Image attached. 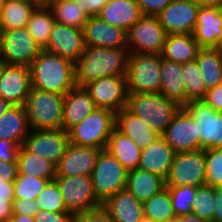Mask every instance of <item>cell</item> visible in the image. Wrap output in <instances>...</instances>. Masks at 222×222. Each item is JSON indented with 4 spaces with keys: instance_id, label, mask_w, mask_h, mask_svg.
Segmentation results:
<instances>
[{
    "instance_id": "obj_1",
    "label": "cell",
    "mask_w": 222,
    "mask_h": 222,
    "mask_svg": "<svg viewBox=\"0 0 222 222\" xmlns=\"http://www.w3.org/2000/svg\"><path fill=\"white\" fill-rule=\"evenodd\" d=\"M129 51L127 48L85 46L74 62L76 86L106 76L127 75Z\"/></svg>"
},
{
    "instance_id": "obj_2",
    "label": "cell",
    "mask_w": 222,
    "mask_h": 222,
    "mask_svg": "<svg viewBox=\"0 0 222 222\" xmlns=\"http://www.w3.org/2000/svg\"><path fill=\"white\" fill-rule=\"evenodd\" d=\"M32 88L65 95L76 86L74 62L42 50L30 66Z\"/></svg>"
},
{
    "instance_id": "obj_3",
    "label": "cell",
    "mask_w": 222,
    "mask_h": 222,
    "mask_svg": "<svg viewBox=\"0 0 222 222\" xmlns=\"http://www.w3.org/2000/svg\"><path fill=\"white\" fill-rule=\"evenodd\" d=\"M126 108L161 136L181 106L161 93H128Z\"/></svg>"
},
{
    "instance_id": "obj_4",
    "label": "cell",
    "mask_w": 222,
    "mask_h": 222,
    "mask_svg": "<svg viewBox=\"0 0 222 222\" xmlns=\"http://www.w3.org/2000/svg\"><path fill=\"white\" fill-rule=\"evenodd\" d=\"M64 95L32 88L25 102L32 130L62 129Z\"/></svg>"
},
{
    "instance_id": "obj_5",
    "label": "cell",
    "mask_w": 222,
    "mask_h": 222,
    "mask_svg": "<svg viewBox=\"0 0 222 222\" xmlns=\"http://www.w3.org/2000/svg\"><path fill=\"white\" fill-rule=\"evenodd\" d=\"M115 128V113L97 108L79 124L68 130L69 142L77 146L105 149Z\"/></svg>"
},
{
    "instance_id": "obj_6",
    "label": "cell",
    "mask_w": 222,
    "mask_h": 222,
    "mask_svg": "<svg viewBox=\"0 0 222 222\" xmlns=\"http://www.w3.org/2000/svg\"><path fill=\"white\" fill-rule=\"evenodd\" d=\"M161 55L129 53L127 67L128 93H160Z\"/></svg>"
},
{
    "instance_id": "obj_7",
    "label": "cell",
    "mask_w": 222,
    "mask_h": 222,
    "mask_svg": "<svg viewBox=\"0 0 222 222\" xmlns=\"http://www.w3.org/2000/svg\"><path fill=\"white\" fill-rule=\"evenodd\" d=\"M128 170L108 151L100 150L91 180L96 197L103 203L126 188Z\"/></svg>"
},
{
    "instance_id": "obj_8",
    "label": "cell",
    "mask_w": 222,
    "mask_h": 222,
    "mask_svg": "<svg viewBox=\"0 0 222 222\" xmlns=\"http://www.w3.org/2000/svg\"><path fill=\"white\" fill-rule=\"evenodd\" d=\"M66 210L73 215L97 210L102 202L96 197L90 176L55 177Z\"/></svg>"
},
{
    "instance_id": "obj_9",
    "label": "cell",
    "mask_w": 222,
    "mask_h": 222,
    "mask_svg": "<svg viewBox=\"0 0 222 222\" xmlns=\"http://www.w3.org/2000/svg\"><path fill=\"white\" fill-rule=\"evenodd\" d=\"M42 51L26 28L0 31V62L30 67Z\"/></svg>"
},
{
    "instance_id": "obj_10",
    "label": "cell",
    "mask_w": 222,
    "mask_h": 222,
    "mask_svg": "<svg viewBox=\"0 0 222 222\" xmlns=\"http://www.w3.org/2000/svg\"><path fill=\"white\" fill-rule=\"evenodd\" d=\"M166 187L206 184V161L204 150L177 152L165 180Z\"/></svg>"
},
{
    "instance_id": "obj_11",
    "label": "cell",
    "mask_w": 222,
    "mask_h": 222,
    "mask_svg": "<svg viewBox=\"0 0 222 222\" xmlns=\"http://www.w3.org/2000/svg\"><path fill=\"white\" fill-rule=\"evenodd\" d=\"M183 108L195 119L200 150L222 148V112L214 111L203 99L192 100Z\"/></svg>"
},
{
    "instance_id": "obj_12",
    "label": "cell",
    "mask_w": 222,
    "mask_h": 222,
    "mask_svg": "<svg viewBox=\"0 0 222 222\" xmlns=\"http://www.w3.org/2000/svg\"><path fill=\"white\" fill-rule=\"evenodd\" d=\"M167 33L155 16H143L127 32L129 53L160 54L163 51Z\"/></svg>"
},
{
    "instance_id": "obj_13",
    "label": "cell",
    "mask_w": 222,
    "mask_h": 222,
    "mask_svg": "<svg viewBox=\"0 0 222 222\" xmlns=\"http://www.w3.org/2000/svg\"><path fill=\"white\" fill-rule=\"evenodd\" d=\"M97 108L117 113L127 106L128 89L126 75L106 76L84 85Z\"/></svg>"
},
{
    "instance_id": "obj_14",
    "label": "cell",
    "mask_w": 222,
    "mask_h": 222,
    "mask_svg": "<svg viewBox=\"0 0 222 222\" xmlns=\"http://www.w3.org/2000/svg\"><path fill=\"white\" fill-rule=\"evenodd\" d=\"M69 143L68 131L64 129H31L22 146L57 166Z\"/></svg>"
},
{
    "instance_id": "obj_15",
    "label": "cell",
    "mask_w": 222,
    "mask_h": 222,
    "mask_svg": "<svg viewBox=\"0 0 222 222\" xmlns=\"http://www.w3.org/2000/svg\"><path fill=\"white\" fill-rule=\"evenodd\" d=\"M32 89L30 67L23 65L0 66V97L14 106H24Z\"/></svg>"
},
{
    "instance_id": "obj_16",
    "label": "cell",
    "mask_w": 222,
    "mask_h": 222,
    "mask_svg": "<svg viewBox=\"0 0 222 222\" xmlns=\"http://www.w3.org/2000/svg\"><path fill=\"white\" fill-rule=\"evenodd\" d=\"M192 0H172L156 17L170 34H193L199 9Z\"/></svg>"
},
{
    "instance_id": "obj_17",
    "label": "cell",
    "mask_w": 222,
    "mask_h": 222,
    "mask_svg": "<svg viewBox=\"0 0 222 222\" xmlns=\"http://www.w3.org/2000/svg\"><path fill=\"white\" fill-rule=\"evenodd\" d=\"M177 152L200 150V139L195 119L181 107L161 135Z\"/></svg>"
},
{
    "instance_id": "obj_18",
    "label": "cell",
    "mask_w": 222,
    "mask_h": 222,
    "mask_svg": "<svg viewBox=\"0 0 222 222\" xmlns=\"http://www.w3.org/2000/svg\"><path fill=\"white\" fill-rule=\"evenodd\" d=\"M85 49L83 30L55 22L43 49L75 62Z\"/></svg>"
},
{
    "instance_id": "obj_19",
    "label": "cell",
    "mask_w": 222,
    "mask_h": 222,
    "mask_svg": "<svg viewBox=\"0 0 222 222\" xmlns=\"http://www.w3.org/2000/svg\"><path fill=\"white\" fill-rule=\"evenodd\" d=\"M100 150L69 143L56 166V177L91 176Z\"/></svg>"
},
{
    "instance_id": "obj_20",
    "label": "cell",
    "mask_w": 222,
    "mask_h": 222,
    "mask_svg": "<svg viewBox=\"0 0 222 222\" xmlns=\"http://www.w3.org/2000/svg\"><path fill=\"white\" fill-rule=\"evenodd\" d=\"M82 30L85 46L127 48V31L102 21L98 16L89 17Z\"/></svg>"
},
{
    "instance_id": "obj_21",
    "label": "cell",
    "mask_w": 222,
    "mask_h": 222,
    "mask_svg": "<svg viewBox=\"0 0 222 222\" xmlns=\"http://www.w3.org/2000/svg\"><path fill=\"white\" fill-rule=\"evenodd\" d=\"M193 36L200 48H222L221 7H199Z\"/></svg>"
},
{
    "instance_id": "obj_22",
    "label": "cell",
    "mask_w": 222,
    "mask_h": 222,
    "mask_svg": "<svg viewBox=\"0 0 222 222\" xmlns=\"http://www.w3.org/2000/svg\"><path fill=\"white\" fill-rule=\"evenodd\" d=\"M97 109L84 86H75L64 95L62 129L68 131Z\"/></svg>"
},
{
    "instance_id": "obj_23",
    "label": "cell",
    "mask_w": 222,
    "mask_h": 222,
    "mask_svg": "<svg viewBox=\"0 0 222 222\" xmlns=\"http://www.w3.org/2000/svg\"><path fill=\"white\" fill-rule=\"evenodd\" d=\"M175 153L166 140L159 136L153 143L141 150L137 168L159 175L166 180Z\"/></svg>"
},
{
    "instance_id": "obj_24",
    "label": "cell",
    "mask_w": 222,
    "mask_h": 222,
    "mask_svg": "<svg viewBox=\"0 0 222 222\" xmlns=\"http://www.w3.org/2000/svg\"><path fill=\"white\" fill-rule=\"evenodd\" d=\"M102 208L113 222H139L144 216L142 202L126 189L110 196Z\"/></svg>"
},
{
    "instance_id": "obj_25",
    "label": "cell",
    "mask_w": 222,
    "mask_h": 222,
    "mask_svg": "<svg viewBox=\"0 0 222 222\" xmlns=\"http://www.w3.org/2000/svg\"><path fill=\"white\" fill-rule=\"evenodd\" d=\"M143 16L137 0H109L98 14L102 21L127 32Z\"/></svg>"
},
{
    "instance_id": "obj_26",
    "label": "cell",
    "mask_w": 222,
    "mask_h": 222,
    "mask_svg": "<svg viewBox=\"0 0 222 222\" xmlns=\"http://www.w3.org/2000/svg\"><path fill=\"white\" fill-rule=\"evenodd\" d=\"M115 128L127 135L141 150L160 136L144 120L134 115L126 107L115 113Z\"/></svg>"
},
{
    "instance_id": "obj_27",
    "label": "cell",
    "mask_w": 222,
    "mask_h": 222,
    "mask_svg": "<svg viewBox=\"0 0 222 222\" xmlns=\"http://www.w3.org/2000/svg\"><path fill=\"white\" fill-rule=\"evenodd\" d=\"M160 75V93L167 99L184 107L186 105V91L182 79V64L167 60L161 56Z\"/></svg>"
},
{
    "instance_id": "obj_28",
    "label": "cell",
    "mask_w": 222,
    "mask_h": 222,
    "mask_svg": "<svg viewBox=\"0 0 222 222\" xmlns=\"http://www.w3.org/2000/svg\"><path fill=\"white\" fill-rule=\"evenodd\" d=\"M31 128L24 106L12 105L0 116V140L15 141L23 145Z\"/></svg>"
},
{
    "instance_id": "obj_29",
    "label": "cell",
    "mask_w": 222,
    "mask_h": 222,
    "mask_svg": "<svg viewBox=\"0 0 222 222\" xmlns=\"http://www.w3.org/2000/svg\"><path fill=\"white\" fill-rule=\"evenodd\" d=\"M165 187V179L159 175L136 168L129 170L125 189L143 203Z\"/></svg>"
},
{
    "instance_id": "obj_30",
    "label": "cell",
    "mask_w": 222,
    "mask_h": 222,
    "mask_svg": "<svg viewBox=\"0 0 222 222\" xmlns=\"http://www.w3.org/2000/svg\"><path fill=\"white\" fill-rule=\"evenodd\" d=\"M200 49L193 34L167 35L161 56L176 63L195 61Z\"/></svg>"
},
{
    "instance_id": "obj_31",
    "label": "cell",
    "mask_w": 222,
    "mask_h": 222,
    "mask_svg": "<svg viewBox=\"0 0 222 222\" xmlns=\"http://www.w3.org/2000/svg\"><path fill=\"white\" fill-rule=\"evenodd\" d=\"M105 150L113 155L128 171L138 167L141 155L140 147L116 128L113 129Z\"/></svg>"
},
{
    "instance_id": "obj_32",
    "label": "cell",
    "mask_w": 222,
    "mask_h": 222,
    "mask_svg": "<svg viewBox=\"0 0 222 222\" xmlns=\"http://www.w3.org/2000/svg\"><path fill=\"white\" fill-rule=\"evenodd\" d=\"M39 5L34 0L6 2L0 13V31L26 28L32 13Z\"/></svg>"
},
{
    "instance_id": "obj_33",
    "label": "cell",
    "mask_w": 222,
    "mask_h": 222,
    "mask_svg": "<svg viewBox=\"0 0 222 222\" xmlns=\"http://www.w3.org/2000/svg\"><path fill=\"white\" fill-rule=\"evenodd\" d=\"M195 60L207 89L222 83V48H200Z\"/></svg>"
},
{
    "instance_id": "obj_34",
    "label": "cell",
    "mask_w": 222,
    "mask_h": 222,
    "mask_svg": "<svg viewBox=\"0 0 222 222\" xmlns=\"http://www.w3.org/2000/svg\"><path fill=\"white\" fill-rule=\"evenodd\" d=\"M47 6L51 9L57 23L83 29L88 16L82 11L78 0H50Z\"/></svg>"
},
{
    "instance_id": "obj_35",
    "label": "cell",
    "mask_w": 222,
    "mask_h": 222,
    "mask_svg": "<svg viewBox=\"0 0 222 222\" xmlns=\"http://www.w3.org/2000/svg\"><path fill=\"white\" fill-rule=\"evenodd\" d=\"M55 22L53 13L47 4H40L27 22L26 29L42 50L48 44Z\"/></svg>"
},
{
    "instance_id": "obj_36",
    "label": "cell",
    "mask_w": 222,
    "mask_h": 222,
    "mask_svg": "<svg viewBox=\"0 0 222 222\" xmlns=\"http://www.w3.org/2000/svg\"><path fill=\"white\" fill-rule=\"evenodd\" d=\"M18 175H26L54 180L56 177V166L33 153L28 152L21 146L18 156Z\"/></svg>"
},
{
    "instance_id": "obj_37",
    "label": "cell",
    "mask_w": 222,
    "mask_h": 222,
    "mask_svg": "<svg viewBox=\"0 0 222 222\" xmlns=\"http://www.w3.org/2000/svg\"><path fill=\"white\" fill-rule=\"evenodd\" d=\"M143 204L144 216L157 222H165L176 218L172 208L169 190L165 187Z\"/></svg>"
},
{
    "instance_id": "obj_38",
    "label": "cell",
    "mask_w": 222,
    "mask_h": 222,
    "mask_svg": "<svg viewBox=\"0 0 222 222\" xmlns=\"http://www.w3.org/2000/svg\"><path fill=\"white\" fill-rule=\"evenodd\" d=\"M182 79L186 91V104L192 100L204 99L208 89L196 60L182 64Z\"/></svg>"
},
{
    "instance_id": "obj_39",
    "label": "cell",
    "mask_w": 222,
    "mask_h": 222,
    "mask_svg": "<svg viewBox=\"0 0 222 222\" xmlns=\"http://www.w3.org/2000/svg\"><path fill=\"white\" fill-rule=\"evenodd\" d=\"M49 179L17 175L14 180V199H31L35 200L39 193L45 188Z\"/></svg>"
},
{
    "instance_id": "obj_40",
    "label": "cell",
    "mask_w": 222,
    "mask_h": 222,
    "mask_svg": "<svg viewBox=\"0 0 222 222\" xmlns=\"http://www.w3.org/2000/svg\"><path fill=\"white\" fill-rule=\"evenodd\" d=\"M192 212L208 222H213L214 187L206 184L196 187Z\"/></svg>"
},
{
    "instance_id": "obj_41",
    "label": "cell",
    "mask_w": 222,
    "mask_h": 222,
    "mask_svg": "<svg viewBox=\"0 0 222 222\" xmlns=\"http://www.w3.org/2000/svg\"><path fill=\"white\" fill-rule=\"evenodd\" d=\"M35 200L40 210L50 212H68L55 180L49 181Z\"/></svg>"
},
{
    "instance_id": "obj_42",
    "label": "cell",
    "mask_w": 222,
    "mask_h": 222,
    "mask_svg": "<svg viewBox=\"0 0 222 222\" xmlns=\"http://www.w3.org/2000/svg\"><path fill=\"white\" fill-rule=\"evenodd\" d=\"M172 200V208L176 216L192 212L193 201L196 194V187L175 186L167 187Z\"/></svg>"
},
{
    "instance_id": "obj_43",
    "label": "cell",
    "mask_w": 222,
    "mask_h": 222,
    "mask_svg": "<svg viewBox=\"0 0 222 222\" xmlns=\"http://www.w3.org/2000/svg\"><path fill=\"white\" fill-rule=\"evenodd\" d=\"M206 185L222 187V148L206 149Z\"/></svg>"
},
{
    "instance_id": "obj_44",
    "label": "cell",
    "mask_w": 222,
    "mask_h": 222,
    "mask_svg": "<svg viewBox=\"0 0 222 222\" xmlns=\"http://www.w3.org/2000/svg\"><path fill=\"white\" fill-rule=\"evenodd\" d=\"M21 145L11 140H0V160L17 163Z\"/></svg>"
},
{
    "instance_id": "obj_45",
    "label": "cell",
    "mask_w": 222,
    "mask_h": 222,
    "mask_svg": "<svg viewBox=\"0 0 222 222\" xmlns=\"http://www.w3.org/2000/svg\"><path fill=\"white\" fill-rule=\"evenodd\" d=\"M39 206L36 200L31 199H14L12 205L13 214L29 215L35 217V214L39 211Z\"/></svg>"
},
{
    "instance_id": "obj_46",
    "label": "cell",
    "mask_w": 222,
    "mask_h": 222,
    "mask_svg": "<svg viewBox=\"0 0 222 222\" xmlns=\"http://www.w3.org/2000/svg\"><path fill=\"white\" fill-rule=\"evenodd\" d=\"M172 0H137L144 16H157Z\"/></svg>"
},
{
    "instance_id": "obj_47",
    "label": "cell",
    "mask_w": 222,
    "mask_h": 222,
    "mask_svg": "<svg viewBox=\"0 0 222 222\" xmlns=\"http://www.w3.org/2000/svg\"><path fill=\"white\" fill-rule=\"evenodd\" d=\"M73 214L70 212H50L39 210L35 214L36 222H72Z\"/></svg>"
},
{
    "instance_id": "obj_48",
    "label": "cell",
    "mask_w": 222,
    "mask_h": 222,
    "mask_svg": "<svg viewBox=\"0 0 222 222\" xmlns=\"http://www.w3.org/2000/svg\"><path fill=\"white\" fill-rule=\"evenodd\" d=\"M72 222H113L108 214L99 208L97 210L75 214Z\"/></svg>"
},
{
    "instance_id": "obj_49",
    "label": "cell",
    "mask_w": 222,
    "mask_h": 222,
    "mask_svg": "<svg viewBox=\"0 0 222 222\" xmlns=\"http://www.w3.org/2000/svg\"><path fill=\"white\" fill-rule=\"evenodd\" d=\"M214 111L222 112V83L207 90L203 99Z\"/></svg>"
},
{
    "instance_id": "obj_50",
    "label": "cell",
    "mask_w": 222,
    "mask_h": 222,
    "mask_svg": "<svg viewBox=\"0 0 222 222\" xmlns=\"http://www.w3.org/2000/svg\"><path fill=\"white\" fill-rule=\"evenodd\" d=\"M78 1L82 8V11L88 17H94V16H98L103 6L109 0H78Z\"/></svg>"
},
{
    "instance_id": "obj_51",
    "label": "cell",
    "mask_w": 222,
    "mask_h": 222,
    "mask_svg": "<svg viewBox=\"0 0 222 222\" xmlns=\"http://www.w3.org/2000/svg\"><path fill=\"white\" fill-rule=\"evenodd\" d=\"M18 175L17 163H8L0 160V181L14 182Z\"/></svg>"
},
{
    "instance_id": "obj_52",
    "label": "cell",
    "mask_w": 222,
    "mask_h": 222,
    "mask_svg": "<svg viewBox=\"0 0 222 222\" xmlns=\"http://www.w3.org/2000/svg\"><path fill=\"white\" fill-rule=\"evenodd\" d=\"M213 222H222V187L214 188Z\"/></svg>"
},
{
    "instance_id": "obj_53",
    "label": "cell",
    "mask_w": 222,
    "mask_h": 222,
    "mask_svg": "<svg viewBox=\"0 0 222 222\" xmlns=\"http://www.w3.org/2000/svg\"><path fill=\"white\" fill-rule=\"evenodd\" d=\"M0 200L14 201V184L13 182L0 181Z\"/></svg>"
},
{
    "instance_id": "obj_54",
    "label": "cell",
    "mask_w": 222,
    "mask_h": 222,
    "mask_svg": "<svg viewBox=\"0 0 222 222\" xmlns=\"http://www.w3.org/2000/svg\"><path fill=\"white\" fill-rule=\"evenodd\" d=\"M12 205L9 200H0V222H10L13 215Z\"/></svg>"
},
{
    "instance_id": "obj_55",
    "label": "cell",
    "mask_w": 222,
    "mask_h": 222,
    "mask_svg": "<svg viewBox=\"0 0 222 222\" xmlns=\"http://www.w3.org/2000/svg\"><path fill=\"white\" fill-rule=\"evenodd\" d=\"M176 222H208L193 212L184 215L176 216Z\"/></svg>"
},
{
    "instance_id": "obj_56",
    "label": "cell",
    "mask_w": 222,
    "mask_h": 222,
    "mask_svg": "<svg viewBox=\"0 0 222 222\" xmlns=\"http://www.w3.org/2000/svg\"><path fill=\"white\" fill-rule=\"evenodd\" d=\"M200 7L202 6H211V7H221L222 0H192Z\"/></svg>"
},
{
    "instance_id": "obj_57",
    "label": "cell",
    "mask_w": 222,
    "mask_h": 222,
    "mask_svg": "<svg viewBox=\"0 0 222 222\" xmlns=\"http://www.w3.org/2000/svg\"><path fill=\"white\" fill-rule=\"evenodd\" d=\"M10 222H36L35 218L29 215L13 214Z\"/></svg>"
},
{
    "instance_id": "obj_58",
    "label": "cell",
    "mask_w": 222,
    "mask_h": 222,
    "mask_svg": "<svg viewBox=\"0 0 222 222\" xmlns=\"http://www.w3.org/2000/svg\"><path fill=\"white\" fill-rule=\"evenodd\" d=\"M11 106L12 105L8 101L0 97V116L5 113Z\"/></svg>"
},
{
    "instance_id": "obj_59",
    "label": "cell",
    "mask_w": 222,
    "mask_h": 222,
    "mask_svg": "<svg viewBox=\"0 0 222 222\" xmlns=\"http://www.w3.org/2000/svg\"><path fill=\"white\" fill-rule=\"evenodd\" d=\"M139 222H157V221H154L151 218L143 216V218Z\"/></svg>"
},
{
    "instance_id": "obj_60",
    "label": "cell",
    "mask_w": 222,
    "mask_h": 222,
    "mask_svg": "<svg viewBox=\"0 0 222 222\" xmlns=\"http://www.w3.org/2000/svg\"><path fill=\"white\" fill-rule=\"evenodd\" d=\"M38 2L39 4H47L50 0H34Z\"/></svg>"
},
{
    "instance_id": "obj_61",
    "label": "cell",
    "mask_w": 222,
    "mask_h": 222,
    "mask_svg": "<svg viewBox=\"0 0 222 222\" xmlns=\"http://www.w3.org/2000/svg\"><path fill=\"white\" fill-rule=\"evenodd\" d=\"M4 4H5V1L4 0H0V13L2 12Z\"/></svg>"
},
{
    "instance_id": "obj_62",
    "label": "cell",
    "mask_w": 222,
    "mask_h": 222,
    "mask_svg": "<svg viewBox=\"0 0 222 222\" xmlns=\"http://www.w3.org/2000/svg\"><path fill=\"white\" fill-rule=\"evenodd\" d=\"M165 222H176V218L168 220V221H165Z\"/></svg>"
},
{
    "instance_id": "obj_63",
    "label": "cell",
    "mask_w": 222,
    "mask_h": 222,
    "mask_svg": "<svg viewBox=\"0 0 222 222\" xmlns=\"http://www.w3.org/2000/svg\"><path fill=\"white\" fill-rule=\"evenodd\" d=\"M4 1L6 3V2H11V1H21V0H4Z\"/></svg>"
}]
</instances>
